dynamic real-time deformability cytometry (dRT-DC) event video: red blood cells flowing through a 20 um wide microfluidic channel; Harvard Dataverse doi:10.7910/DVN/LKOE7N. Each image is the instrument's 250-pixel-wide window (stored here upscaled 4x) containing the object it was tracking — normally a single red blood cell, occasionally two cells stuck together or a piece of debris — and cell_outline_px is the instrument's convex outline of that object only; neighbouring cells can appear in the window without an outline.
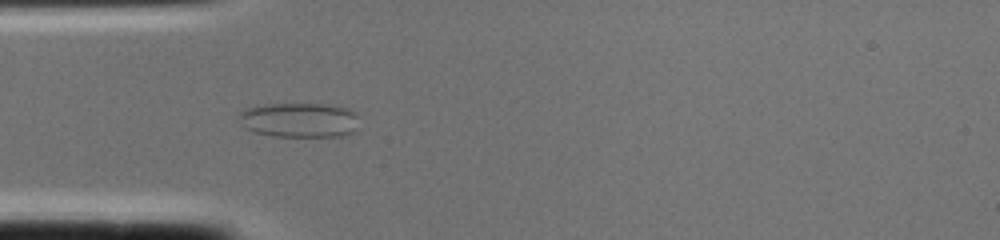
{"species": "common noctule bat (a hibernating species)", "species_latin": "Nyctalus noctula", "temperature_condition": "cold", "stored_images_in_passage": 2, "camera_frame_rate_fps": 3000, "um_per_image_px": 0.085, "animal": {"sex": "female", "body_mass_g": 22.0, "forearm_length_mm": 56.7}, "frame": {"image": 1, "passage_image": 2, "time_ms": 0.333, "image_size_px": [1000, 240], "cell_outline_px": [[356, 116], [352, 132], [340, 136], [272, 136], [256, 132], [244, 128], [236, 116], [240, 112], [248, 108], [264, 104], [324, 104], [348, 108]], "centroid_in_image_um": [25.34, 10.2], "position_along_channel_um": 59.7, "area_um2": 23.99}}